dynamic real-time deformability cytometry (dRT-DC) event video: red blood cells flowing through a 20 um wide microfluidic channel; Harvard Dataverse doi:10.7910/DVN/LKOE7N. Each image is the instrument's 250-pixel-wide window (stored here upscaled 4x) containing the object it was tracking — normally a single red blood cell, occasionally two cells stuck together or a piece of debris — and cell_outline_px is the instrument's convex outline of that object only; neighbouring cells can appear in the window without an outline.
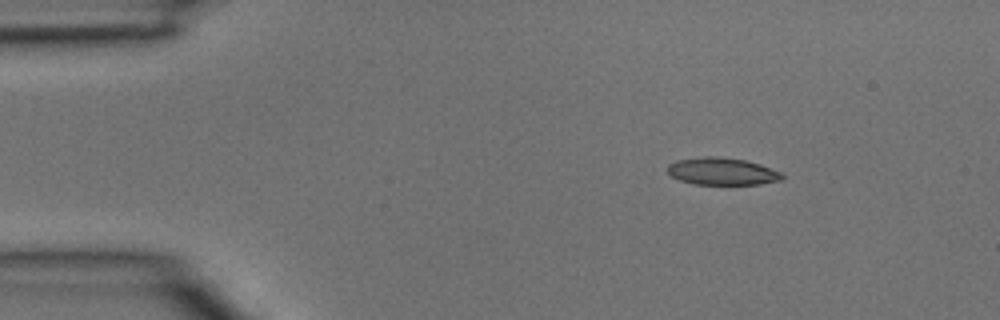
{"species": "common noctule bat (a hibernating species)", "species_latin": "Nyctalus noctula", "temperature_condition": "room temperature", "stored_images_in_passage": 3, "camera_frame_rate_fps": 3000, "um_per_image_px": 0.085, "animal": {"sex": "male", "body_mass_g": 15.6}, "frame": {"image": 1, "passage_image": 1, "time_ms": 0.0, "image_size_px": [1000, 320], "cell_outline_px": [[784, 176], [780, 180], [760, 184], [692, 184], [680, 180], [672, 176], [668, 172], [668, 164], [676, 160], [704, 156], [716, 156], [744, 160], [760, 164], [780, 172]], "centroid_in_image_um": [61.35, 14.56], "position_along_channel_um": 23.7, "area_um2": 18.09}}
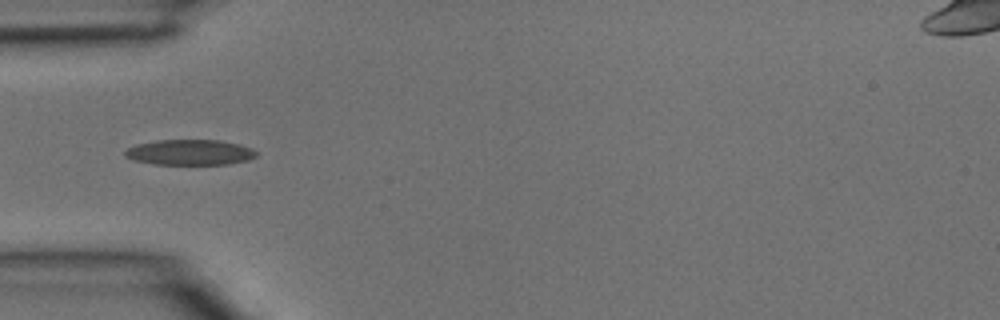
{"frame": {"image": 2, "passage_image": 3, "time_ms": 0.667, "image_size_px": [1000, 320], "cell_outline_px": [[256, 156], [248, 160], [228, 164], [152, 164], [132, 160], [124, 156], [124, 152], [128, 148], [136, 144], [156, 140], [220, 140], [252, 148], [256, 152]], "centroid_in_image_um": [16.09, 12.95], "position_along_channel_um": 68.9, "area_um2": 19.48}}